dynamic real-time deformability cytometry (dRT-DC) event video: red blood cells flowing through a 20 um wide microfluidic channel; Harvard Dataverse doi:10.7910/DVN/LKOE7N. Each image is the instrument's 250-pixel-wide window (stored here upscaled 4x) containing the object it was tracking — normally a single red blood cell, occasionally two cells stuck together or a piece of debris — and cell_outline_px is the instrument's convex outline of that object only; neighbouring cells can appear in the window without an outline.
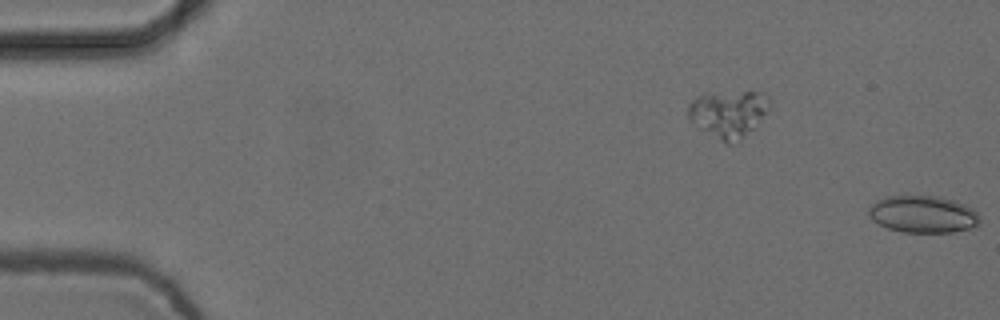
{"species": "common noctule bat (a hibernating species)", "species_latin": "Nyctalus noctula", "temperature_condition": "cold", "stored_images_in_passage": 2, "segment_of_instrument_passage": [2, 2], "camera_frame_rate_fps": 3000, "um_per_image_px": 0.085, "animal": {"sex": "female", "body_mass_g": 24.6, "forearm_length_mm": 56.2}, "frame": {"image": 1, "passage_image": 2, "time_ms": 0.333, "image_size_px": [1000, 320], "cell_outline_px": [[980, 224], [976, 228], [952, 232], [904, 232], [888, 228], [872, 220], [868, 212], [868, 208], [876, 200], [884, 196], [936, 196], [952, 200], [964, 204], [972, 208], [980, 216]], "centroid_in_image_um": [78.48, 18.21], "position_along_channel_um": 6.5, "area_um2": 24.16}}